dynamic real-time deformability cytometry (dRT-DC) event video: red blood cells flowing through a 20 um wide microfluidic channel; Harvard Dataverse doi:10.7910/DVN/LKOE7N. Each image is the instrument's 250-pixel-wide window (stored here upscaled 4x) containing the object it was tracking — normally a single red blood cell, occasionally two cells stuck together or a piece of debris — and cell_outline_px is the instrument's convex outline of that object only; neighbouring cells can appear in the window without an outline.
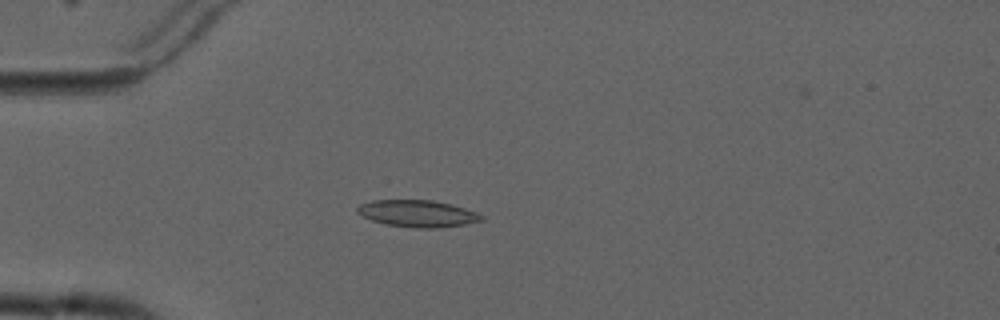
{"species": "common noctule bat (a hibernating species)", "species_latin": "Nyctalus noctula", "temperature_condition": "cold", "stored_images_in_passage": 5, "camera_frame_rate_fps": 3000, "um_per_image_px": 0.085, "animal": {"sex": "male", "forearm_length_mm": 52.5}, "frame": {"image": 1, "passage_image": 4, "time_ms": 4.333, "image_size_px": [1000, 320], "cell_outline_px": [[484, 220], [464, 224], [440, 228], [416, 228], [384, 224], [372, 220], [356, 212], [356, 208], [360, 204], [372, 200], [432, 200], [452, 204], [476, 212], [484, 216]], "centroid_in_image_um": [35.5, 18.15], "position_along_channel_um": 49.5, "area_um2": 19.48}}